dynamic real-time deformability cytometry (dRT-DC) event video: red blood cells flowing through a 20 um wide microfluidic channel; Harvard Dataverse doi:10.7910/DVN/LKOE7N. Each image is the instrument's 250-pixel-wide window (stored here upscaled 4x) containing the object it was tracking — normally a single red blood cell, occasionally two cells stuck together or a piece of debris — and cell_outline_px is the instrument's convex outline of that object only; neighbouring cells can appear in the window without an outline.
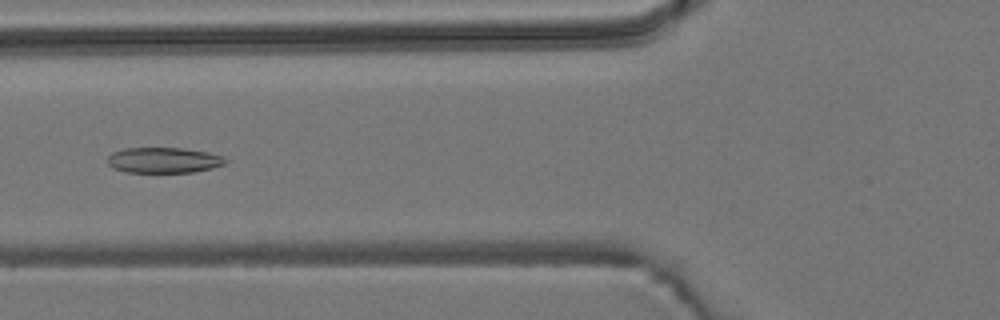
{"species": "common noctule bat (a hibernating species)", "species_latin": "Nyctalus noctula", "temperature_condition": "room temperature", "stored_images_in_passage": 25, "camera_frame_rate_fps": 3000, "um_per_image_px": 0.085, "animal": {"sex": "male", "body_mass_g": 19.2, "forearm_length_mm": 51.8}, "frame": {"image": 1, "passage_image": 16, "time_ms": 5.0, "image_size_px": [1000, 320], "cell_outline_px": [[228, 160], [224, 164], [212, 168], [192, 172], [128, 172], [112, 168], [108, 164], [108, 156], [112, 152], [124, 148], [184, 148], [208, 152], [224, 156]], "centroid_in_image_um": [13.92, 13.61], "position_along_channel_um": 111.9, "area_um2": 17.63}}
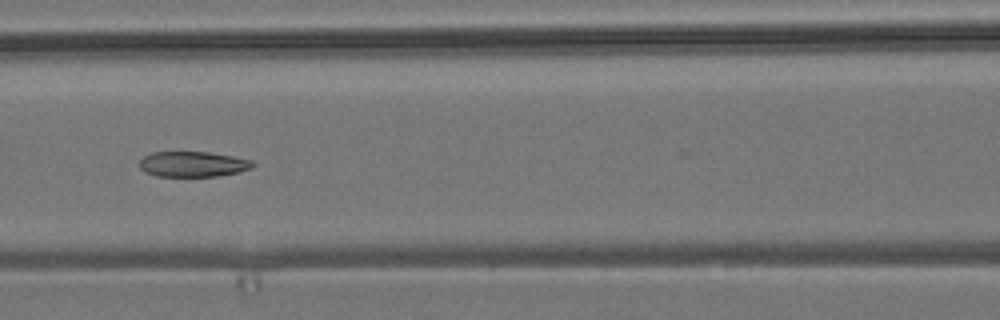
{"frame": {"image": 2, "passage_image": 19, "time_ms": 6.0, "image_size_px": [1000, 320], "cell_outline_px": [[256, 164], [252, 168], [240, 172], [216, 176], [156, 176], [144, 172], [140, 168], [140, 160], [144, 156], [152, 152], [208, 152], [232, 156], [252, 160]], "centroid_in_image_um": [16.41, 13.95], "position_along_channel_um": 150.2, "area_um2": 16.82}}
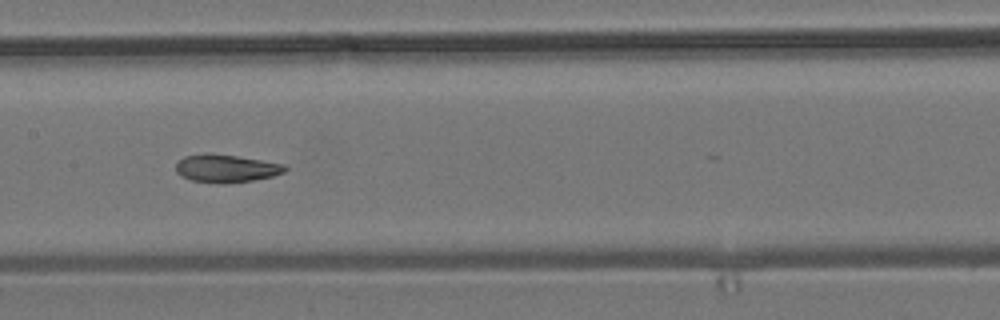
{"frame": {"image": 3, "passage_image": 22, "time_ms": 7.0, "image_size_px": [1000, 320], "cell_outline_px": [[288, 168], [284, 172], [272, 176], [252, 180], [224, 184], [220, 184], [192, 180], [180, 176], [176, 172], [176, 164], [184, 156], [208, 152], [236, 156], [284, 164]], "centroid_in_image_um": [19.19, 14.31], "position_along_channel_um": 188.2, "area_um2": 17.74}}